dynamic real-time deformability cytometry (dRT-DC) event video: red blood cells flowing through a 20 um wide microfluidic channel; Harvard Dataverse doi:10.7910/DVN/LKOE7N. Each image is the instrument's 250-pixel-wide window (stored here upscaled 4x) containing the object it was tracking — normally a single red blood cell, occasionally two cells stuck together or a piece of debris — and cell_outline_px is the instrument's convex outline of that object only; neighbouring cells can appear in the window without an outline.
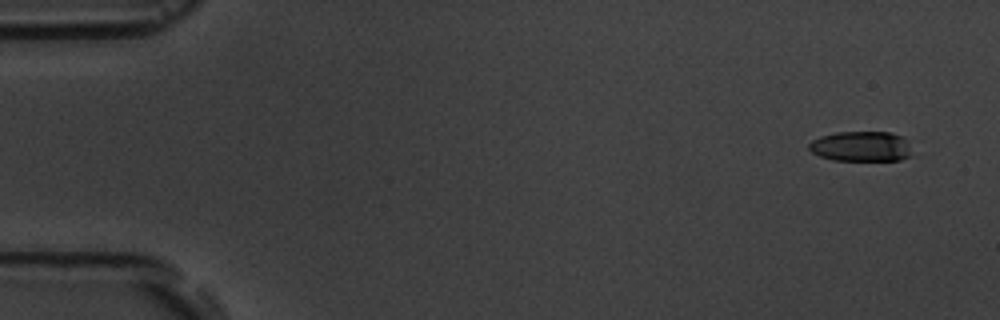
{"species": "common noctule bat (a hibernating species)", "species_latin": "Nyctalus noctula", "temperature_condition": "room temperature", "stored_images_in_passage": 5, "camera_frame_rate_fps": 3000, "um_per_image_px": 0.085, "animal": {"sex": "male", "body_mass_g": 19.5, "forearm_length_mm": 54.6}, "frame": {"image": 1, "passage_image": 1, "time_ms": 0.0, "image_size_px": [1000, 320], "cell_outline_px": [[916, 156], [900, 160], [832, 160], [820, 156], [812, 152], [808, 148], [808, 144], [812, 140], [820, 136], [836, 132], [892, 132], [900, 136], [904, 140]], "centroid_in_image_um": [73.21, 12.45], "position_along_channel_um": 11.8, "area_um2": 18.26}}